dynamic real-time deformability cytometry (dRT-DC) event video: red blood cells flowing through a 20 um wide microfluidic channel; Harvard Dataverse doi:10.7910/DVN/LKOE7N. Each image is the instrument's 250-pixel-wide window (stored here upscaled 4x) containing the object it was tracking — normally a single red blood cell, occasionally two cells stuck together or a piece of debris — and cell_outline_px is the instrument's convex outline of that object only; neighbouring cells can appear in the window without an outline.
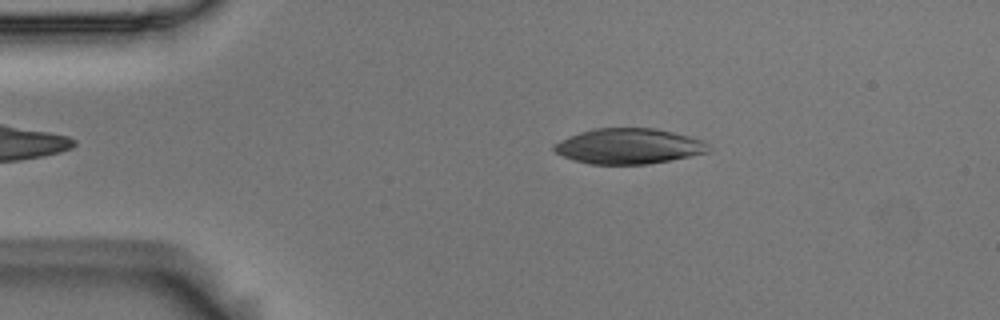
{"species": "Egyptian fruit bat (a non-hibernating species)", "species_latin": "Rousettus aegyptiacus", "temperature_condition": "room temperature", "stored_images_in_passage": 52, "camera_frame_rate_fps": 3000, "um_per_image_px": 0.085, "animal": {"sex": "male"}, "frame": {"image": 1, "passage_image": 9, "time_ms": 2.667, "image_size_px": [1000, 320], "cell_outline_px": [[708, 152], [648, 164], [592, 164], [576, 160], [564, 156], [556, 152], [552, 148], [552, 144], [568, 136], [580, 132], [596, 128], [656, 128], [704, 140], [708, 144]], "centroid_in_image_um": [53.42, 12.41], "position_along_channel_um": 31.6, "area_um2": 31.62}}
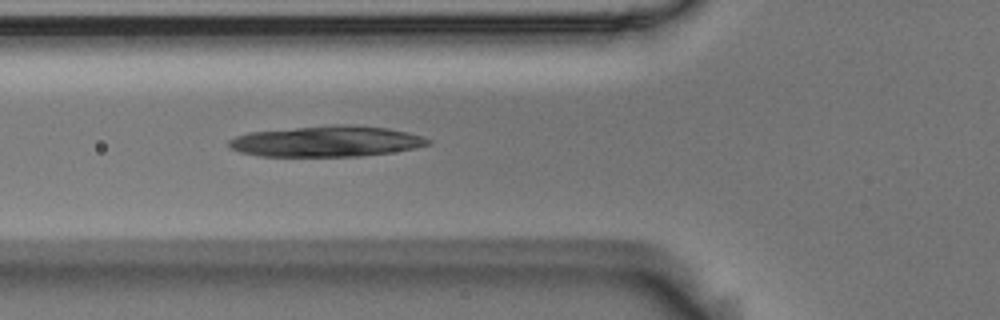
{"frame": {"image": 2, "passage_image": 18, "time_ms": 5.667, "image_size_px": [1000, 320], "cell_outline_px": [[432, 144], [416, 148], [360, 156], [260, 156], [240, 152], [228, 148], [228, 140], [236, 136], [248, 132], [332, 124], [352, 124], [388, 128], [408, 132], [424, 136], [432, 140]], "centroid_in_image_um": [27.77, 12.0], "position_along_channel_um": 98.0, "area_um2": 36.13}}
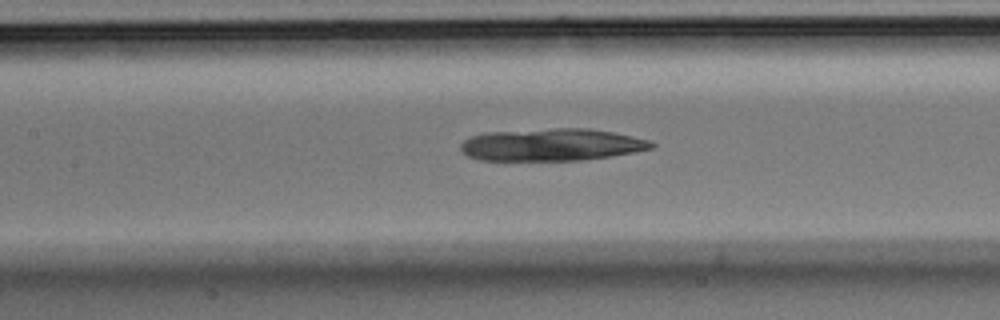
{"frame": {"image": 3, "passage_image": 23, "time_ms": 7.333, "image_size_px": [1000, 320], "cell_outline_px": [[656, 144], [652, 148], [612, 156], [580, 160], [480, 160], [468, 156], [460, 148], [460, 144], [464, 140], [472, 136], [484, 132], [556, 128], [588, 128], [612, 132], [632, 136], [648, 140]], "centroid_in_image_um": [46.86, 12.29], "position_along_channel_um": 160.5, "area_um2": 35.78}}